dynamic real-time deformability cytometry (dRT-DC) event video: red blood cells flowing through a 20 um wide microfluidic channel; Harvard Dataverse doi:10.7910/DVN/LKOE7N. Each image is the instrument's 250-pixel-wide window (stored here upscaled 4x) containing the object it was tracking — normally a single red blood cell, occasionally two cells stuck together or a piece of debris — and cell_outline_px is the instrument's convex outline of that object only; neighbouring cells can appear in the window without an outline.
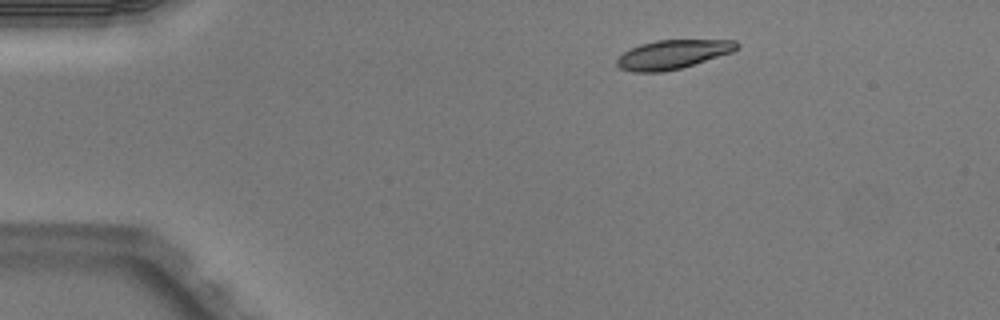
{"species": "Egyptian fruit bat (a non-hibernating species)", "species_latin": "Rousettus aegyptiacus", "temperature_condition": "warm", "stored_images_in_passage": 3, "camera_frame_rate_fps": 3000, "um_per_image_px": 0.085, "animal": {"sex": "male"}, "frame": {"image": 1, "passage_image": 1, "time_ms": 0.0, "image_size_px": [1000, 320], "cell_outline_px": [[740, 48], [732, 52], [680, 68], [664, 72], [632, 72], [620, 68], [616, 64], [616, 60], [624, 52], [640, 44], [656, 40], [736, 40], [740, 44]], "centroid_in_image_um": [57.19, 4.62], "position_along_channel_um": 27.8, "area_um2": 20.17}}
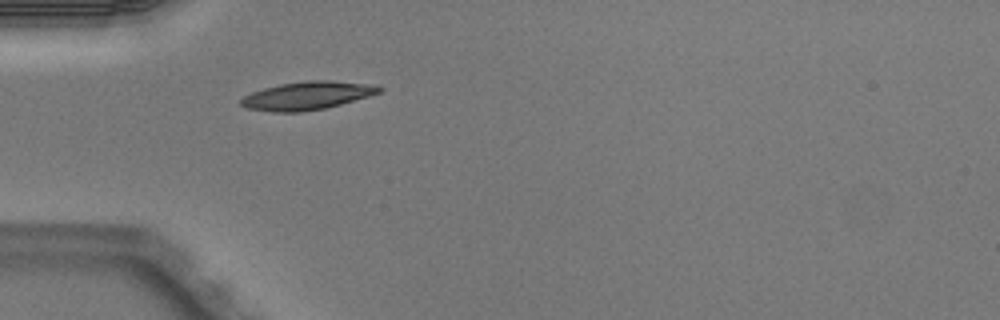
{"frame": {"image": 2, "passage_image": 3, "time_ms": 0.667, "image_size_px": [1000, 320], "cell_outline_px": [[384, 88], [380, 92], [368, 96], [340, 104], [324, 108], [300, 112], [272, 112], [248, 108], [240, 104], [240, 100], [244, 96], [252, 92], [264, 88], [280, 84], [308, 80], [332, 80], [372, 84]], "centroid_in_image_um": [26.11, 8.12], "position_along_channel_um": 58.9, "area_um2": 22.54}}